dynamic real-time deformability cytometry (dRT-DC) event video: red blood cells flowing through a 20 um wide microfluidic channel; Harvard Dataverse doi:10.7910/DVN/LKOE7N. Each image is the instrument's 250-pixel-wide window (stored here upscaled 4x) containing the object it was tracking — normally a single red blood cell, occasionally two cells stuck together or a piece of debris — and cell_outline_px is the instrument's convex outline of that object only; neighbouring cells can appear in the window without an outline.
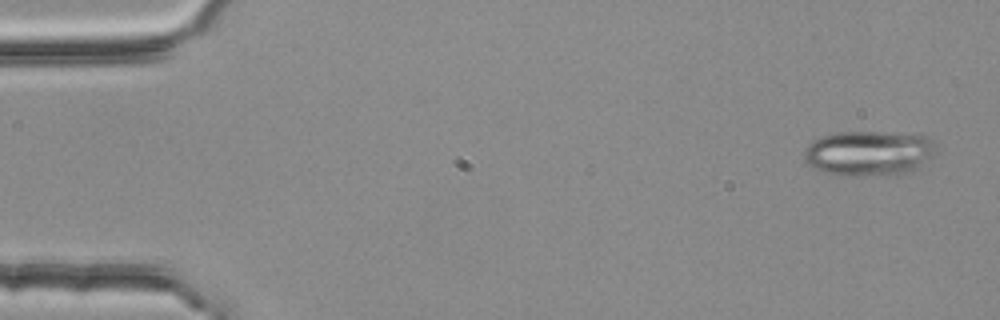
{"species": "common noctule bat (a hibernating species)", "species_latin": "Nyctalus noctula", "temperature_condition": "room temperature", "stored_images_in_passage": 4, "segment_of_instrument_passage": [1, 2], "camera_frame_rate_fps": 3000, "um_per_image_px": 0.085, "animal": {"sex": "female", "body_mass_g": 25.1}, "frame": {"image": 1, "passage_image": 1, "time_ms": 0.0, "image_size_px": [1000, 320], "cell_outline_px": [[936, 144], [920, 164], [912, 172], [888, 176], [884, 176], [824, 172], [812, 168], [804, 156], [804, 152], [808, 144], [812, 140], [820, 136], [836, 132], [880, 132], [928, 136]], "centroid_in_image_um": [73.79, 13.0], "position_along_channel_um": 11.2, "area_um2": 33.93}}